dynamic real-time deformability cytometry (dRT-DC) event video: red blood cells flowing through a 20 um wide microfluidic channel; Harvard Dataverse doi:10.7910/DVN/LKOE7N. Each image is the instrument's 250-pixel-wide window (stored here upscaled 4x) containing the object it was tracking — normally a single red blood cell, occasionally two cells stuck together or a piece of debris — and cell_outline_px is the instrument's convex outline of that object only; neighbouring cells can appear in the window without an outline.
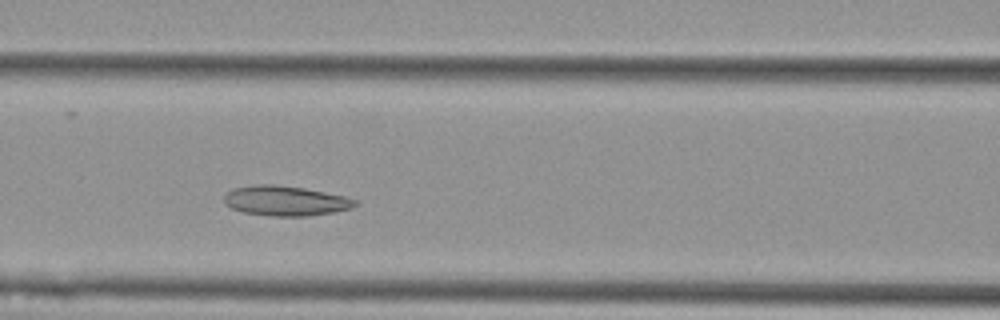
{"species": "Egyptian fruit bat (a non-hibernating species)", "species_latin": "Rousettus aegyptiacus", "temperature_condition": "cold", "stored_images_in_passage": 11, "camera_frame_rate_fps": 3000, "um_per_image_px": 0.085, "animal": {"sex": "female"}, "frame": {"image": 1, "passage_image": 4, "time_ms": 1.0, "image_size_px": [1000, 320], "cell_outline_px": [[356, 204], [352, 208], [332, 212], [308, 216], [272, 216], [244, 212], [232, 208], [224, 204], [224, 196], [232, 188], [252, 184], [272, 184], [304, 188], [344, 196], [356, 200]], "centroid_in_image_um": [24.22, 17.06], "position_along_channel_um": 142.4, "area_um2": 22.77}}
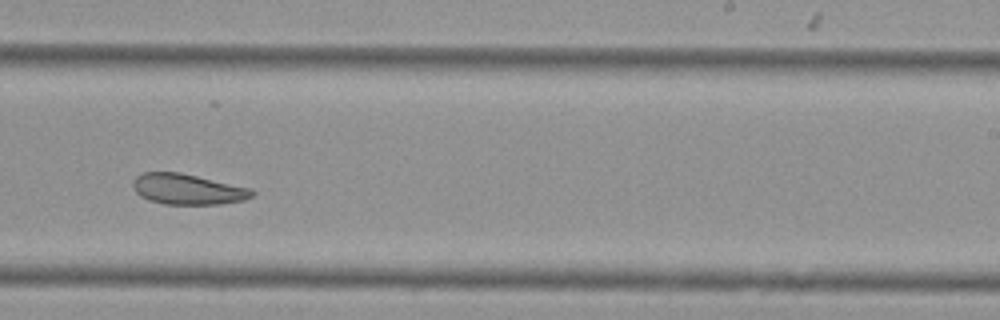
{"frame": {"image": 2, "passage_image": 7, "time_ms": 2.0, "image_size_px": [1000, 320], "cell_outline_px": [[256, 192], [252, 196], [244, 200], [220, 204], [164, 204], [148, 200], [140, 196], [132, 188], [132, 180], [136, 176], [144, 172], [180, 172], [252, 188]], "centroid_in_image_um": [15.94, 16.08], "position_along_channel_um": 273.1, "area_um2": 21.44}}
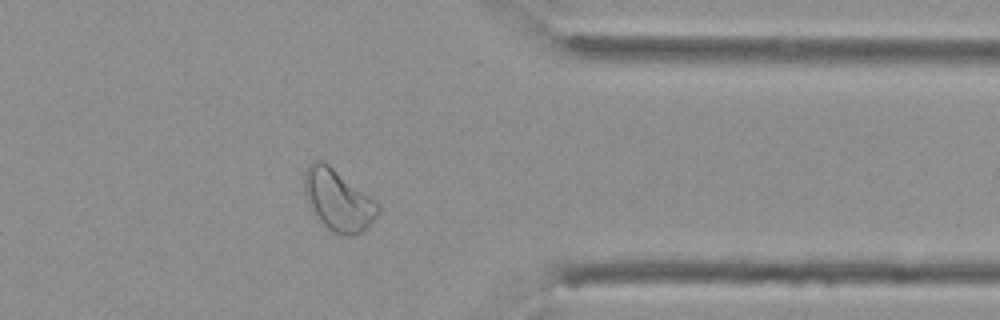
{"frame": {"image": 3, "passage_image": 10, "time_ms": 3.0, "image_size_px": [1000, 320], "cell_outline_px": [[380, 212], [368, 228], [356, 236], [348, 236], [336, 232], [328, 228], [316, 216], [308, 204], [304, 192], [304, 172], [308, 164], [312, 160], [324, 160], [376, 200], [380, 204]], "centroid_in_image_um": [28.76, 16.99], "position_along_channel_um": 382.6, "area_um2": 26.65}}